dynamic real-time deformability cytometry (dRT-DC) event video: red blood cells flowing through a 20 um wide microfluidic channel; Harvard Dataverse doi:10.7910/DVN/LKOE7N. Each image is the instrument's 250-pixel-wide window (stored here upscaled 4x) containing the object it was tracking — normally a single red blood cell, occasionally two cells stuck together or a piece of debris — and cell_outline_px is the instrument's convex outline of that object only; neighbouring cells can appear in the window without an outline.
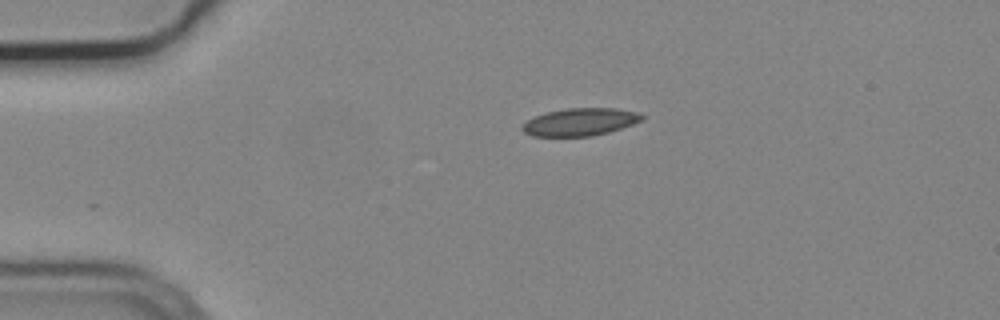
{"species": "common noctule bat (a hibernating species)", "species_latin": "Nyctalus noctula", "temperature_condition": "cold", "stored_images_in_passage": 2, "camera_frame_rate_fps": 3000, "um_per_image_px": 0.085, "animal": {"sex": "male", "body_mass_g": 19.2, "forearm_length_mm": 51.8}, "frame": {"image": 1, "passage_image": 1, "time_ms": 0.0, "image_size_px": [1000, 320], "cell_outline_px": [[644, 120], [608, 132], [592, 136], [532, 136], [524, 132], [520, 128], [528, 120], [536, 116], [548, 112], [568, 108], [616, 108], [640, 112], [644, 116]], "centroid_in_image_um": [49.35, 10.36], "position_along_channel_um": 35.7, "area_um2": 19.13}}